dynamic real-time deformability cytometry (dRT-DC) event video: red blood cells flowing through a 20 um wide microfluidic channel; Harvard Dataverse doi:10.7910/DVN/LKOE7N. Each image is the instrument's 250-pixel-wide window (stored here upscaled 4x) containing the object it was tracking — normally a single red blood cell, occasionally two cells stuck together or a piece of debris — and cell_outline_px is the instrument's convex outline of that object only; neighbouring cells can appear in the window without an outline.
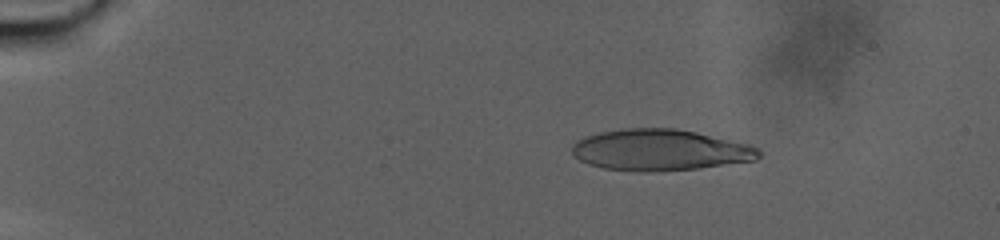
{"species": "human", "species_latin": "Homo sapiens", "temperature_condition": "warm", "stored_images_in_passage": 90, "camera_frame_rate_fps": 3000, "um_per_image_px": 0.085, "donor": {"sex": "male"}, "frame": {"image": 1, "passage_image": 7, "time_ms": 2.0, "image_size_px": [1000, 240], "cell_outline_px": [[760, 156], [756, 160], [696, 168], [644, 172], [640, 172], [604, 168], [588, 164], [580, 160], [572, 152], [572, 144], [576, 140], [584, 136], [600, 132], [620, 128], [676, 128], [696, 132], [748, 144], [756, 148], [760, 152]], "centroid_in_image_um": [56.05, 12.74], "position_along_channel_um": 28.9, "area_um2": 44.74}}
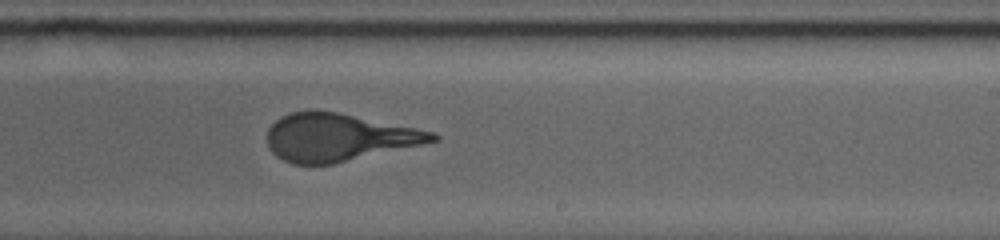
{"frame": {"image": 2, "passage_image": 54, "time_ms": 17.667, "image_size_px": [1000, 240], "cell_outline_px": [[440, 140], [424, 144], [332, 164], [292, 164], [276, 156], [268, 148], [268, 128], [280, 116], [292, 112], [336, 112], [436, 132], [440, 136]], "centroid_in_image_um": [28.79, 11.69], "position_along_channel_um": 260.2, "area_um2": 45.37}}
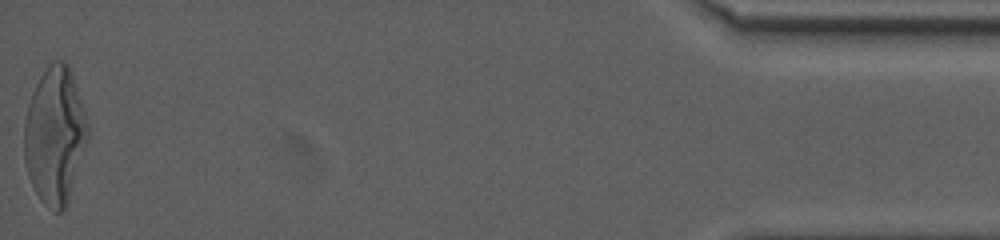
{"frame": {"image": 3, "passage_image": 90, "time_ms": 29.667, "image_size_px": [1000, 240], "cell_outline_px": [[88, 140], [68, 204], [60, 212], [52, 212], [40, 200], [28, 176], [24, 160], [24, 120], [28, 104], [32, 92], [40, 76], [48, 64], [52, 60], [64, 60], [68, 64], [72, 72], [88, 124]], "centroid_in_image_um": [4.66, 11.52], "position_along_channel_um": 430.5, "area_um2": 51.1}, "authors_computed_cell_mechanics": {"area_um2": 46.2689, "velocity_mm_per_s": 2.1014, "shape_relaxation_time_tau1_ms": 10.4787, "shape_relaxation_time_tau2_ms": 1.4295, "deformation_change_tau1": 0.3127, "deformation_change_tau2": 0.1092}}